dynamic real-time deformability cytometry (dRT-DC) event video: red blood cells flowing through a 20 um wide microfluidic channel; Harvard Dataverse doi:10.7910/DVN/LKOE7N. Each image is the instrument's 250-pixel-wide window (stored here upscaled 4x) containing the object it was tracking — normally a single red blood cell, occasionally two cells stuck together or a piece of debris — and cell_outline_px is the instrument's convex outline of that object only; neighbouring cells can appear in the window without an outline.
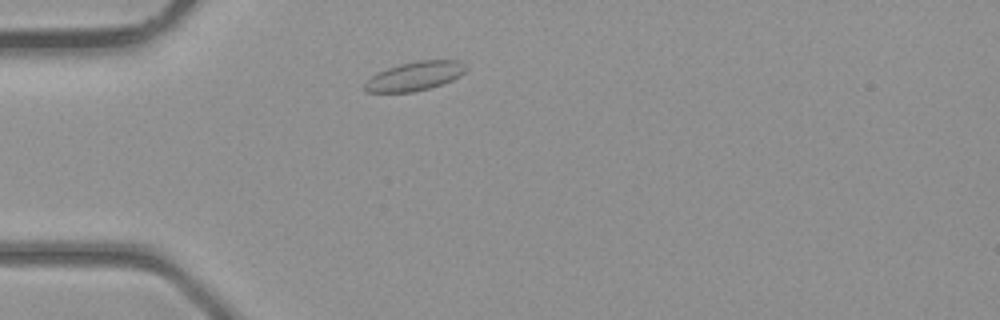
{"species": "common noctule bat (a hibernating species)", "species_latin": "Nyctalus noctula", "temperature_condition": "room temperature", "stored_images_in_passage": 30, "camera_frame_rate_fps": 3000, "um_per_image_px": 0.085, "animal": {"sex": "male", "body_mass_g": 23.1, "forearm_length_mm": 52.7}, "frame": {"image": 1, "passage_image": 1, "time_ms": 0.0, "image_size_px": [1000, 320], "cell_outline_px": [[468, 68], [460, 76], [452, 80], [428, 88], [412, 92], [368, 92], [364, 88], [364, 84], [376, 72], [400, 64], [416, 60], [464, 60], [468, 64]], "centroid_in_image_um": [35.32, 6.44], "position_along_channel_um": 49.7, "area_um2": 17.17}}
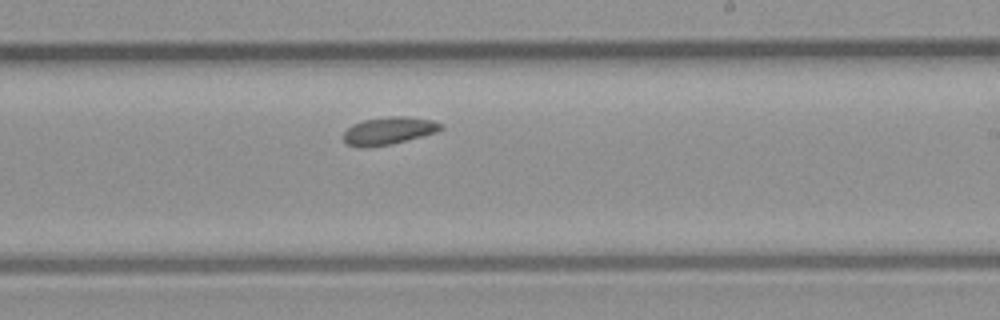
{"frame": {"image": 2, "passage_image": 14, "time_ms": 4.333, "image_size_px": [1000, 320], "cell_outline_px": [[444, 128], [436, 132], [392, 144], [368, 148], [360, 148], [348, 144], [344, 140], [344, 132], [352, 124], [364, 120], [388, 116], [408, 116], [432, 120], [444, 124]], "centroid_in_image_um": [33.05, 11.11], "position_along_channel_um": 255.9, "area_um2": 15.78}}
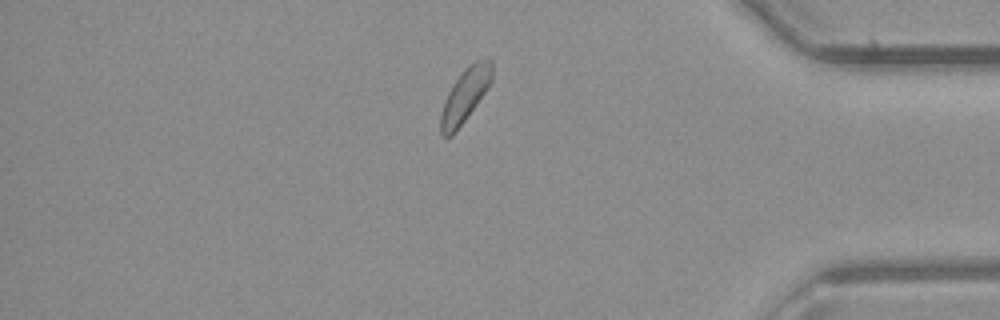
{"frame": {"image": 3, "passage_image": 24, "time_ms": 7.667, "image_size_px": [1000, 320], "cell_outline_px": [[492, 80], [476, 104], [456, 132], [452, 136], [444, 136], [440, 132], [440, 112], [448, 92], [452, 84], [464, 68], [476, 60], [492, 60]], "centroid_in_image_um": [39.5, 8.11], "position_along_channel_um": 395.7, "area_um2": 15.78}}